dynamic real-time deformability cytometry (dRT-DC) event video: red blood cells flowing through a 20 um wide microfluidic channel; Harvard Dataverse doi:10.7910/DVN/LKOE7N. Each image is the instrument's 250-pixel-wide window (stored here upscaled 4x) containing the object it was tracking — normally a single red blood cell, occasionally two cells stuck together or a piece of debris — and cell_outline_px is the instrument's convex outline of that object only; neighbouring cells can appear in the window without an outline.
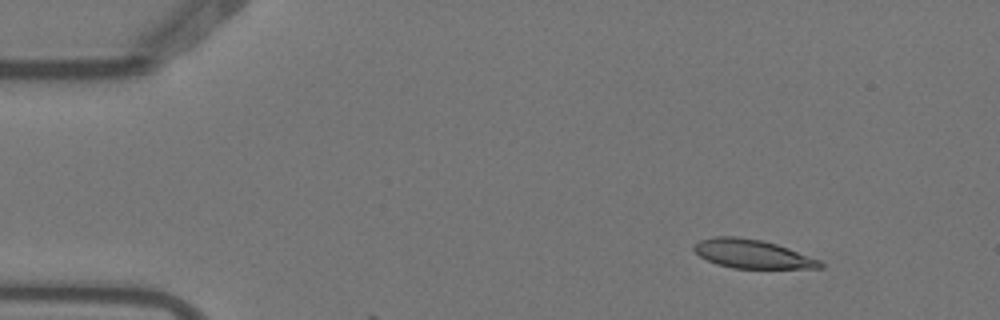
{"species": "Egyptian fruit bat (a non-hibernating species)", "species_latin": "Rousettus aegyptiacus", "temperature_condition": "warm", "stored_images_in_passage": 4, "camera_frame_rate_fps": 3000, "um_per_image_px": 0.085, "animal": {"sex": "female"}, "frame": {"image": 1, "passage_image": 2, "time_ms": 0.333, "image_size_px": [1000, 320], "cell_outline_px": [[824, 268], [732, 268], [716, 264], [700, 256], [692, 248], [692, 244], [700, 240], [712, 236], [736, 236], [764, 240], [788, 248], [820, 260], [824, 264]], "centroid_in_image_um": [63.91, 21.57], "position_along_channel_um": 21.1, "area_um2": 21.21}}